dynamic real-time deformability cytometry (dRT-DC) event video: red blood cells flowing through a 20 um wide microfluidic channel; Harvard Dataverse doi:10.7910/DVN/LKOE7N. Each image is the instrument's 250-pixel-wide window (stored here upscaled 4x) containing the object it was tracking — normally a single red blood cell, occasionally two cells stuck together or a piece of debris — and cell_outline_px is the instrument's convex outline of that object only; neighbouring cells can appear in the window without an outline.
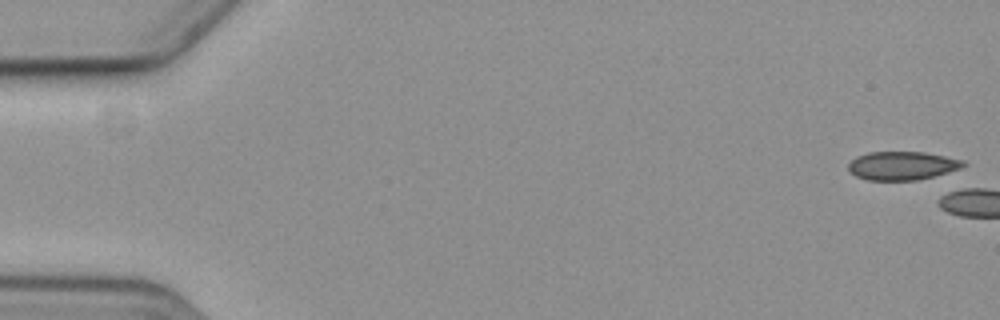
{"species": "common noctule bat (a hibernating species)", "species_latin": "Nyctalus noctula", "temperature_condition": "cold", "stored_images_in_passage": 2, "camera_frame_rate_fps": 3000, "um_per_image_px": 0.085, "animal": {"sex": "female", "body_mass_g": 19.3, "forearm_length_mm": 54.1}, "frame": {"image": 1, "passage_image": 1, "time_ms": 0.0, "image_size_px": [1000, 320], "cell_outline_px": [[968, 164], [960, 168], [948, 172], [916, 180], [868, 180], [856, 176], [848, 168], [848, 164], [856, 156], [868, 152], [924, 152], [964, 160]], "centroid_in_image_um": [76.69, 14.07], "position_along_channel_um": 8.3, "area_um2": 18.96}}